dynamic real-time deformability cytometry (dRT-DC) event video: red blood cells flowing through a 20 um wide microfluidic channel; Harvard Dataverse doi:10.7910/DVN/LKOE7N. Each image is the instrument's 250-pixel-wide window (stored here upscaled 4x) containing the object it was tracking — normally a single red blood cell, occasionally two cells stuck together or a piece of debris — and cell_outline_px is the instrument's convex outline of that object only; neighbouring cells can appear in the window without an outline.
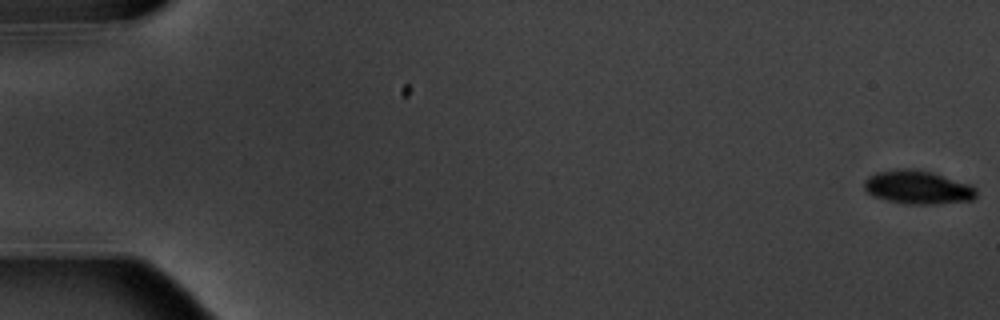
{"species": "common noctule bat (a hibernating species)", "species_latin": "Nyctalus noctula", "temperature_condition": "warm", "stored_images_in_passage": 7, "camera_frame_rate_fps": 3000, "um_per_image_px": 0.085, "animal": {"sex": "male", "body_mass_g": 20.1, "forearm_length_mm": 53.5}, "frame": {"image": 1, "passage_image": 1, "time_ms": 0.0, "image_size_px": [1000, 320], "cell_outline_px": [[976, 196], [972, 200], [936, 204], [904, 204], [872, 196], [864, 188], [864, 180], [868, 176], [876, 172], [896, 168], [916, 168], [932, 172], [972, 184], [976, 188]], "centroid_in_image_um": [78.01, 15.9], "position_along_channel_um": 7.0, "area_um2": 22.25}}
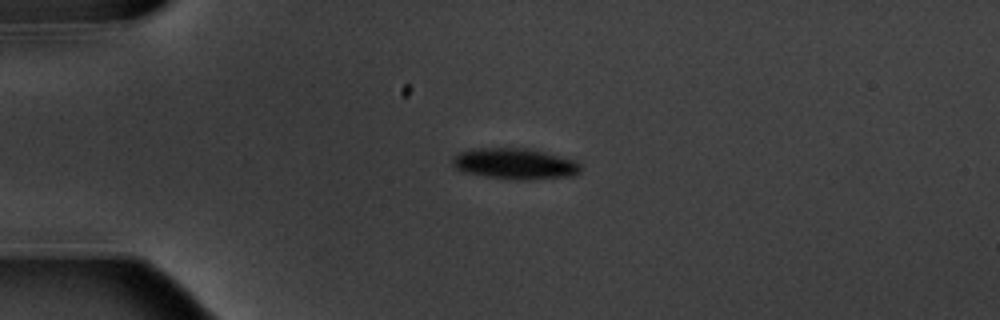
{"frame": {"image": 2, "passage_image": 5, "time_ms": 4.667, "image_size_px": [1000, 320], "cell_outline_px": [[580, 172], [572, 176], [528, 180], [512, 180], [464, 172], [456, 168], [452, 164], [452, 160], [460, 152], [472, 148], [532, 148], [576, 160], [580, 164]], "centroid_in_image_um": [43.81, 13.91], "position_along_channel_um": 41.2, "area_um2": 23.29}}